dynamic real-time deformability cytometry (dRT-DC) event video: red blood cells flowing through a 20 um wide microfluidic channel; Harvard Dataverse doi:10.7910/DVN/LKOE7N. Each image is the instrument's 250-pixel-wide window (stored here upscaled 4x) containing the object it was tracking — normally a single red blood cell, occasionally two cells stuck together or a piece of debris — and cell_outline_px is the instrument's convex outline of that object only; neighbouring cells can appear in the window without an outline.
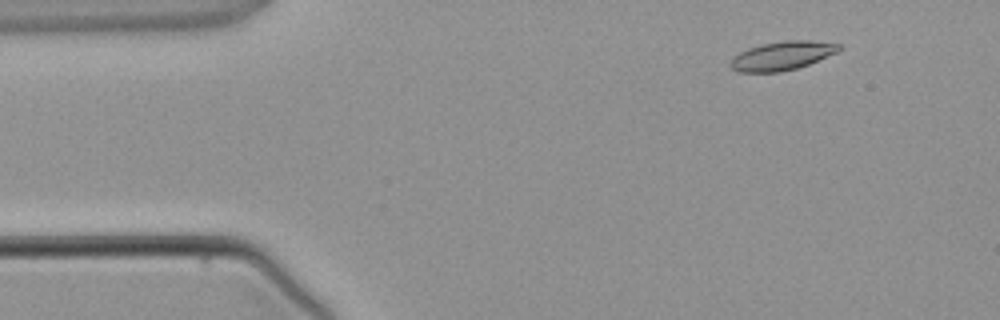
{"species": "common noctule bat (a hibernating species)", "species_latin": "Nyctalus noctula", "temperature_condition": "warm", "stored_images_in_passage": 4, "camera_frame_rate_fps": 3000, "um_per_image_px": 0.085, "animal": {"sex": "male", "body_mass_g": 21.5, "forearm_length_mm": 52.0}, "frame": {"image": 1, "passage_image": 2, "time_ms": 1.0, "image_size_px": [1000, 320], "cell_outline_px": [[840, 48], [836, 52], [808, 64], [796, 68], [780, 72], [740, 72], [732, 68], [728, 64], [740, 52], [748, 48], [764, 44], [784, 40], [808, 40], [840, 44]], "centroid_in_image_um": [66.46, 4.74], "position_along_channel_um": 18.5, "area_um2": 17.8}}
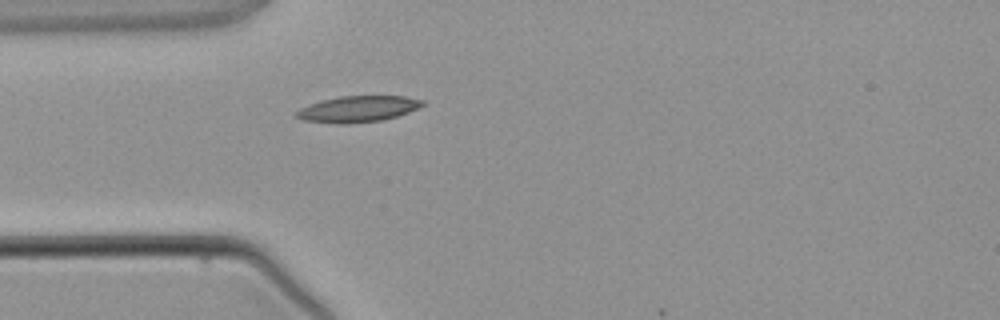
{"frame": {"image": 2, "passage_image": 4, "time_ms": 3.333, "image_size_px": [1000, 320], "cell_outline_px": [[424, 104], [408, 112], [396, 116], [380, 120], [344, 124], [336, 124], [304, 120], [296, 116], [296, 112], [300, 108], [320, 100], [340, 96], [408, 96], [424, 100]], "centroid_in_image_um": [30.41, 9.25], "position_along_channel_um": 54.6, "area_um2": 19.07}}